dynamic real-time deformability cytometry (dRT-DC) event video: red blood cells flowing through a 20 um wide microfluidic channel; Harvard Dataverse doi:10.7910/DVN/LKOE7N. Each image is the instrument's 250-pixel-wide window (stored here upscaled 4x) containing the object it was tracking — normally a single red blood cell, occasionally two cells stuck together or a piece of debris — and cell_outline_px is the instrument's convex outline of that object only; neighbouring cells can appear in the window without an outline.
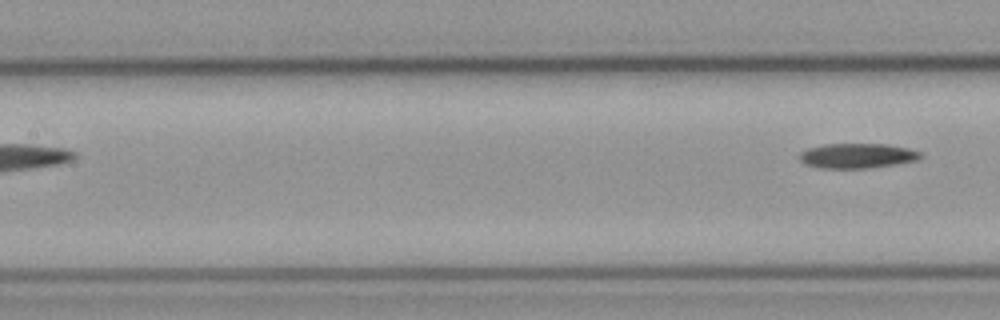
{"species": "common noctule bat (a hibernating species)", "species_latin": "Nyctalus noctula", "temperature_condition": "cold", "stored_images_in_passage": 5, "segment_of_instrument_passage": [2, 2], "camera_frame_rate_fps": 3000, "um_per_image_px": 0.085, "animal": {"sex": "male", "body_mass_g": 23.1, "forearm_length_mm": 52.7}, "frame": {"image": 1, "passage_image": 5, "time_ms": 1.333, "image_size_px": [1000, 320], "cell_outline_px": [[924, 156], [916, 160], [896, 164], [868, 168], [820, 168], [804, 164], [800, 160], [800, 152], [808, 148], [824, 144], [888, 144], [908, 148], [920, 152]], "centroid_in_image_um": [72.86, 13.24], "position_along_channel_um": 134.5, "area_um2": 17.57}}